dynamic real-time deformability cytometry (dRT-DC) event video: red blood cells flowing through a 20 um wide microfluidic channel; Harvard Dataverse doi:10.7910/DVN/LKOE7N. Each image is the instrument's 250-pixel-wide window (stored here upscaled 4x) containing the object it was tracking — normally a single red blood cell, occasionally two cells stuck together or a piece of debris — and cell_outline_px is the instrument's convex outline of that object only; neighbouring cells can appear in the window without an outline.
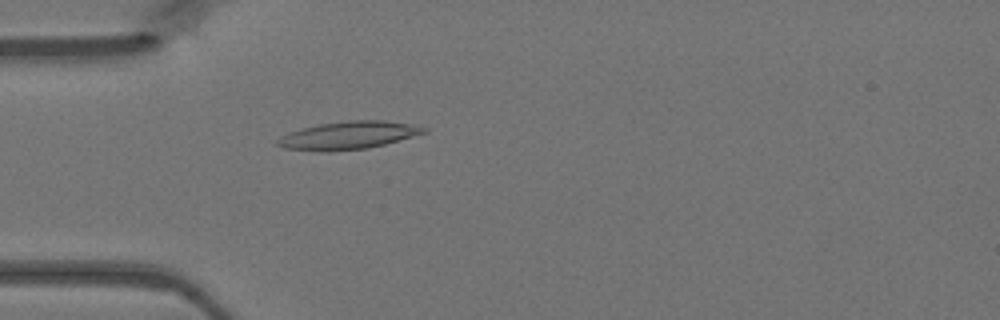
{"species": "Egyptian fruit bat (a non-hibernating species)", "species_latin": "Rousettus aegyptiacus", "temperature_condition": "warm", "stored_images_in_passage": 40, "camera_frame_rate_fps": 3000, "um_per_image_px": 0.085, "animal": {"sex": "female"}, "frame": {"image": 1, "passage_image": 7, "time_ms": 2.0, "image_size_px": [1000, 320], "cell_outline_px": [[428, 132], [384, 144], [368, 148], [320, 152], [284, 148], [276, 144], [276, 140], [280, 136], [288, 132], [320, 124], [348, 120], [384, 120], [408, 124], [428, 128]], "centroid_in_image_um": [29.58, 11.51], "position_along_channel_um": 55.4, "area_um2": 23.64}}
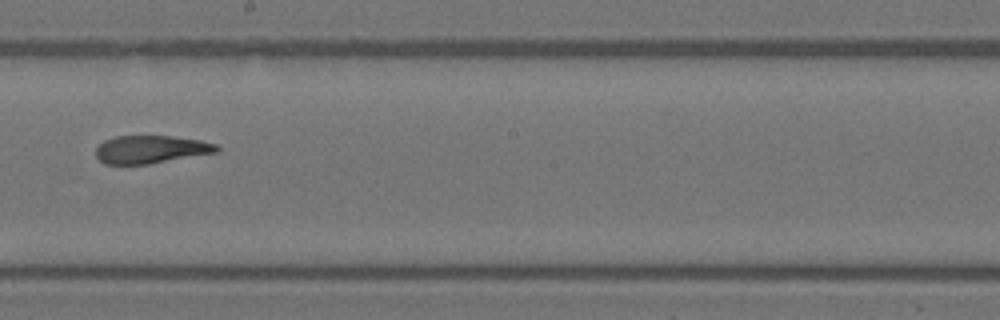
{"frame": {"image": 2, "passage_image": 20, "time_ms": 6.333, "image_size_px": [1000, 320], "cell_outline_px": [[220, 152], [148, 164], [104, 164], [96, 156], [96, 148], [104, 140], [116, 136], [172, 136], [200, 140], [216, 144], [220, 148]], "centroid_in_image_um": [12.85, 12.7], "position_along_channel_um": 235.4, "area_um2": 19.71}}
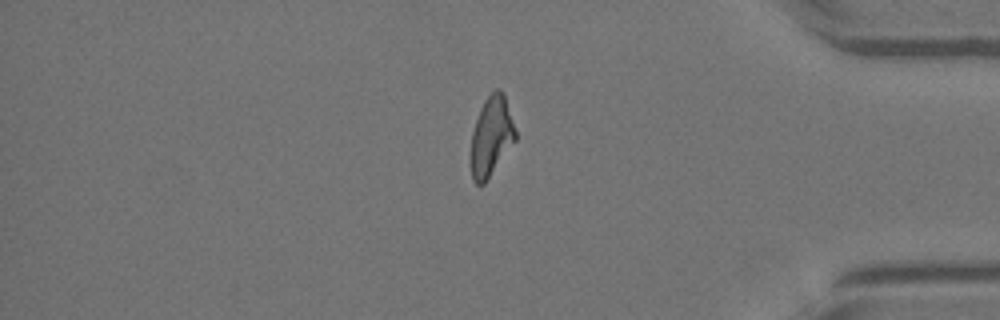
{"frame": {"image": 3, "passage_image": 33, "time_ms": 10.667, "image_size_px": [1000, 320], "cell_outline_px": [[516, 140], [484, 184], [476, 184], [472, 180], [468, 160], [472, 132], [480, 108], [484, 100], [496, 88], [500, 88], [504, 92], [516, 132]], "centroid_in_image_um": [41.72, 11.61], "position_along_channel_um": 393.5, "area_um2": 21.1}}